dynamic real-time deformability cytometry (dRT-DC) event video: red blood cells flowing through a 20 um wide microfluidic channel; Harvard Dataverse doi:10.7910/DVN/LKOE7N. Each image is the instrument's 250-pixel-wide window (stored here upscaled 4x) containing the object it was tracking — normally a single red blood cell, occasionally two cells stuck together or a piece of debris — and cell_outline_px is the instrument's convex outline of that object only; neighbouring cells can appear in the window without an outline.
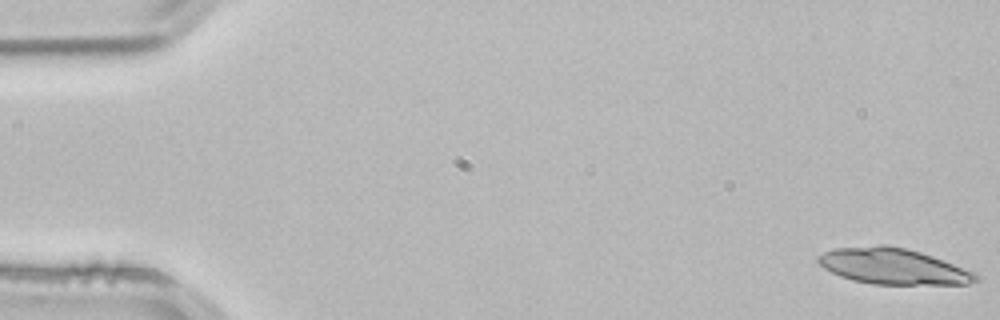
{"species": "common noctule bat (a hibernating species)", "species_latin": "Nyctalus noctula", "temperature_condition": "room temperature", "stored_images_in_passage": 52, "camera_frame_rate_fps": 3000, "um_per_image_px": 0.085, "animal": {"sex": "male", "body_mass_g": 21.5, "forearm_length_mm": 52.0}, "frame": {"image": 1, "passage_image": 1, "time_ms": 0.0, "image_size_px": [1000, 320], "cell_outline_px": [[980, 280], [968, 284], [872, 284], [852, 280], [840, 276], [824, 268], [816, 260], [816, 256], [832, 248], [880, 244], [884, 244], [908, 248], [932, 256], [976, 272]], "centroid_in_image_um": [75.9, 22.62], "position_along_channel_um": 9.1, "area_um2": 33.23}}
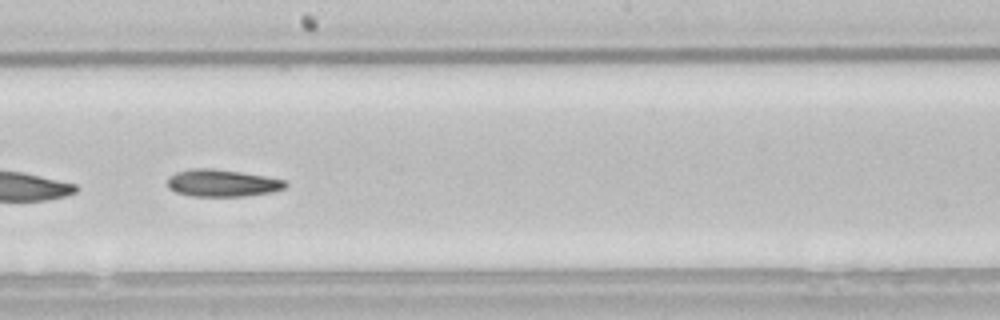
{"frame": {"image": 2, "passage_image": 30, "time_ms": 9.667, "image_size_px": [1000, 320], "cell_outline_px": [[288, 184], [284, 188], [268, 192], [244, 196], [192, 196], [176, 192], [168, 188], [168, 176], [176, 172], [192, 168], [212, 168], [268, 176], [284, 180]], "centroid_in_image_um": [18.85, 15.55], "position_along_channel_um": 229.3, "area_um2": 18.61}}